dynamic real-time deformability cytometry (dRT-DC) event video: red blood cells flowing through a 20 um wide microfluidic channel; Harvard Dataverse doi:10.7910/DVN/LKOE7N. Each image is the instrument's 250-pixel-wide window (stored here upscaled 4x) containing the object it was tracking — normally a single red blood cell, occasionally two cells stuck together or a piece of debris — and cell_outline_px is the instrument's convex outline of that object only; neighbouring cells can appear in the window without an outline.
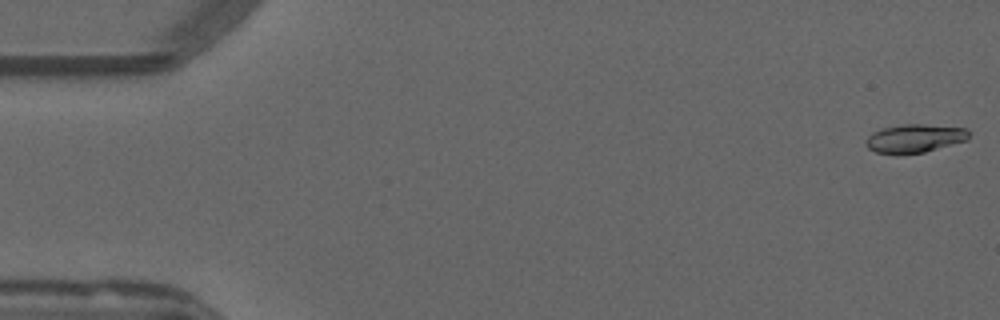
{"species": "common noctule bat (a hibernating species)", "species_latin": "Nyctalus noctula", "temperature_condition": "warm", "stored_images_in_passage": 54, "camera_frame_rate_fps": 3000, "um_per_image_px": 0.085, "animal": {"sex": "male", "forearm_length_mm": 52.5}, "frame": {"image": 1, "passage_image": 1, "time_ms": 0.0, "image_size_px": [1000, 320], "cell_outline_px": [[968, 140], [924, 152], [876, 152], [868, 148], [864, 144], [868, 136], [872, 132], [884, 128], [904, 124], [924, 124], [968, 128]], "centroid_in_image_um": [77.77, 11.73], "position_along_channel_um": 7.2, "area_um2": 16.65}}
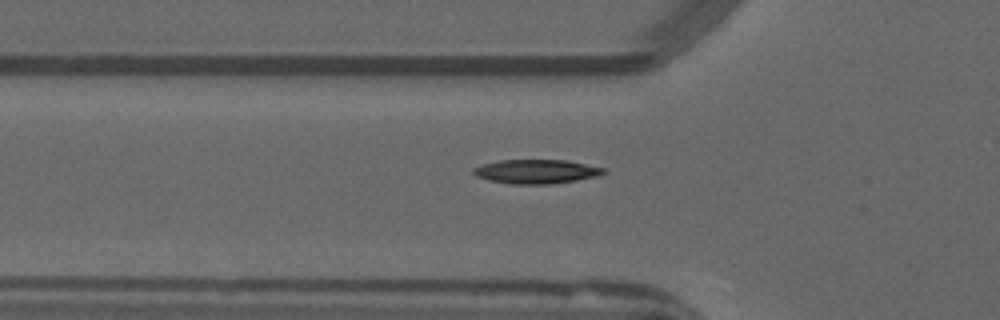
{"frame": {"image": 2, "passage_image": 18, "time_ms": 5.667, "image_size_px": [1000, 320], "cell_outline_px": [[604, 172], [600, 176], [552, 184], [512, 184], [488, 180], [476, 176], [472, 172], [472, 168], [484, 164], [500, 160], [564, 160], [604, 168]], "centroid_in_image_um": [45.55, 14.59], "position_along_channel_um": 80.2, "area_um2": 18.15}}
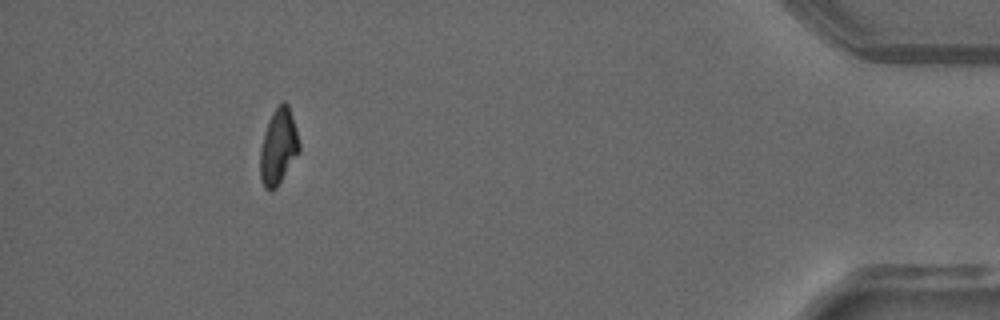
{"frame": {"image": 3, "passage_image": 49, "time_ms": 16.0, "image_size_px": [1000, 320], "cell_outline_px": [[300, 152], [276, 188], [264, 188], [260, 176], [260, 148], [264, 132], [268, 120], [272, 112], [280, 100], [284, 100], [288, 104], [296, 128], [300, 144]], "centroid_in_image_um": [23.67, 12.41], "position_along_channel_um": 411.5, "area_um2": 17.4}, "authors_computed_cell_mechanics": {"area_um2": 17.34, "velocity_mm_per_s": 3.8238, "shape_relaxation_time_tau1_ms": null, "shape_relaxation_time_tau2_ms": 3.2851, "deformation_change_tau1": null, "deformation_change_tau2": 0.0852}}